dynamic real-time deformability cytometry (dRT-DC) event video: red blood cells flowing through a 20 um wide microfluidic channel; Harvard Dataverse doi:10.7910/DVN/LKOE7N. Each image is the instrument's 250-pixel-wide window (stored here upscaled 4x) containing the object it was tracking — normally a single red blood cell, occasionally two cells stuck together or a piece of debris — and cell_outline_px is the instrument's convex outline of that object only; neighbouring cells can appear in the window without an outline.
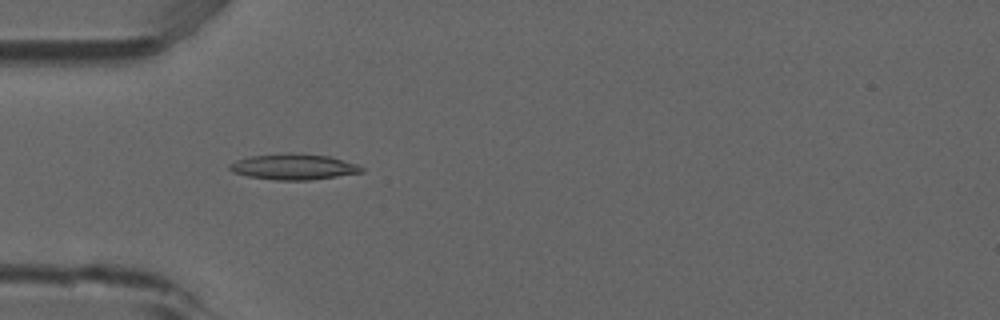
{"species": "common noctule bat (a hibernating species)", "species_latin": "Nyctalus noctula", "temperature_condition": "room temperature", "stored_images_in_passage": 5, "camera_frame_rate_fps": 3000, "um_per_image_px": 0.085, "animal": {"sex": "male", "forearm_length_mm": 52.5}, "frame": {"image": 1, "passage_image": 5, "time_ms": 1.333, "image_size_px": [1000, 320], "cell_outline_px": [[364, 172], [308, 180], [276, 180], [248, 176], [232, 172], [228, 168], [228, 164], [236, 160], [252, 156], [328, 156], [356, 164], [364, 168]], "centroid_in_image_um": [24.94, 14.23], "position_along_channel_um": 60.1, "area_um2": 18.61}}